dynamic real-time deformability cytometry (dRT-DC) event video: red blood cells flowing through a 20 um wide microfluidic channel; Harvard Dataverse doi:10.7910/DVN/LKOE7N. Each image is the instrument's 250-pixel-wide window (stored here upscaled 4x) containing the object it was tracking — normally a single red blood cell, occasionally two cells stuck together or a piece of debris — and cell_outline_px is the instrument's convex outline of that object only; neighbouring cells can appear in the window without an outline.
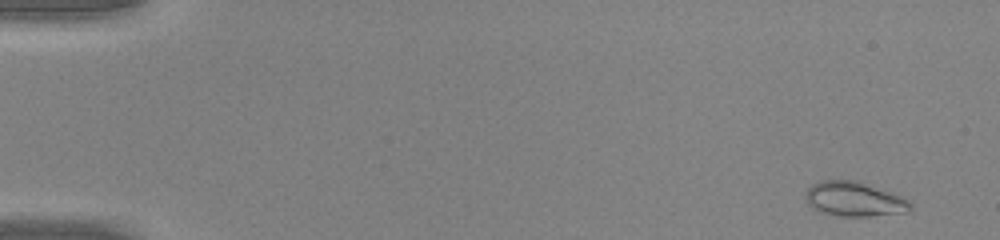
{"species": "common noctule bat (a hibernating species)", "species_latin": "Nyctalus noctula", "temperature_condition": "warm", "stored_images_in_passage": 49, "camera_frame_rate_fps": 3000, "um_per_image_px": 0.085, "animal": {"sex": "male", "body_mass_g": 20.0, "forearm_length_mm": 53.3}, "frame": {"image": 1, "passage_image": 3, "time_ms": 0.667, "image_size_px": [1000, 240], "cell_outline_px": [[912, 208], [908, 212], [872, 216], [840, 216], [820, 212], [812, 208], [804, 200], [804, 196], [808, 188], [812, 184], [820, 180], [860, 180], [908, 200], [912, 204]], "centroid_in_image_um": [72.57, 16.92], "position_along_channel_um": 12.4, "area_um2": 21.33}}
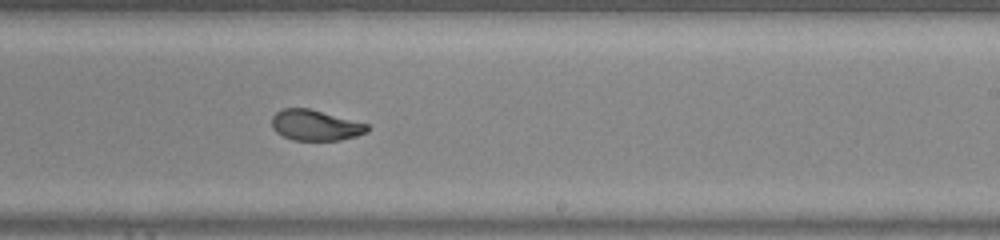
{"frame": {"image": 2, "passage_image": 31, "time_ms": 10.0, "image_size_px": [1000, 240], "cell_outline_px": [[368, 132], [356, 136], [340, 140], [292, 140], [276, 132], [272, 128], [272, 116], [276, 112], [284, 108], [308, 108], [368, 124]], "centroid_in_image_um": [26.79, 10.65], "position_along_channel_um": 262.2, "area_um2": 16.94}}
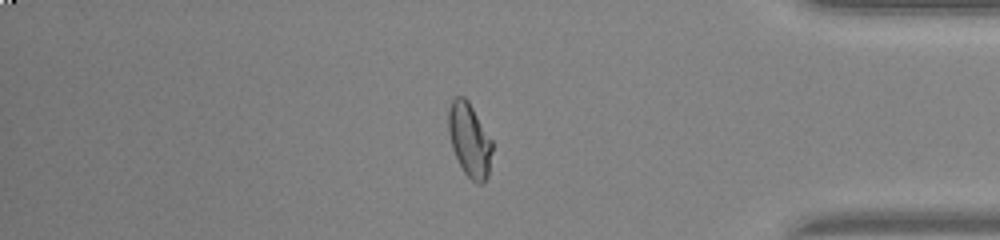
{"frame": {"image": 3, "passage_image": 42, "time_ms": 13.667, "image_size_px": [1000, 240], "cell_outline_px": [[492, 152], [488, 176], [480, 184], [472, 180], [464, 172], [452, 148], [448, 132], [448, 108], [452, 100], [456, 96], [464, 96], [468, 100], [492, 140]], "centroid_in_image_um": [39.9, 11.86], "position_along_channel_um": 395.3, "area_um2": 18.73}, "authors_computed_cell_mechanics": {"area_um2": 19.1318, "velocity_mm_per_s": 4.2813, "shape_relaxation_time_tau1_ms": null, "shape_relaxation_time_tau2_ms": 1.2041, "deformation_change_tau1": null, "deformation_change_tau2": 0.053}}